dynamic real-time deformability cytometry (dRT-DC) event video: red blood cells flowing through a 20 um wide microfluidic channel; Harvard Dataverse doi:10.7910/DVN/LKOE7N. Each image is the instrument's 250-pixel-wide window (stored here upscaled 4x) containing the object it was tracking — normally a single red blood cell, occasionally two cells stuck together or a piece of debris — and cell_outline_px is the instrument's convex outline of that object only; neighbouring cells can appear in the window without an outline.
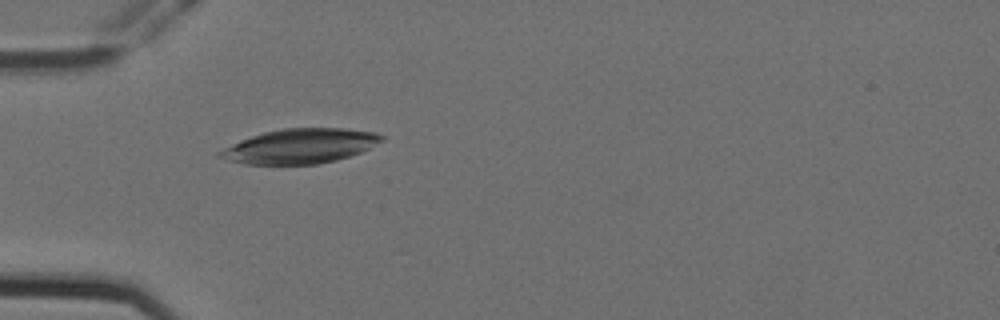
{"species": "Egyptian fruit bat (a non-hibernating species)", "species_latin": "Rousettus aegyptiacus", "temperature_condition": "cold", "stored_images_in_passage": 2, "camera_frame_rate_fps": 3000, "um_per_image_px": 0.085, "animal": {"sex": "female"}, "frame": {"image": 1, "passage_image": 2, "time_ms": 0.333, "image_size_px": [1000, 320], "cell_outline_px": [[384, 140], [360, 152], [336, 160], [316, 164], [244, 164], [228, 160], [216, 156], [216, 152], [240, 140], [264, 132], [284, 128], [348, 128], [376, 132], [384, 136]], "centroid_in_image_um": [25.5, 12.41], "position_along_channel_um": 59.5, "area_um2": 32.6}}